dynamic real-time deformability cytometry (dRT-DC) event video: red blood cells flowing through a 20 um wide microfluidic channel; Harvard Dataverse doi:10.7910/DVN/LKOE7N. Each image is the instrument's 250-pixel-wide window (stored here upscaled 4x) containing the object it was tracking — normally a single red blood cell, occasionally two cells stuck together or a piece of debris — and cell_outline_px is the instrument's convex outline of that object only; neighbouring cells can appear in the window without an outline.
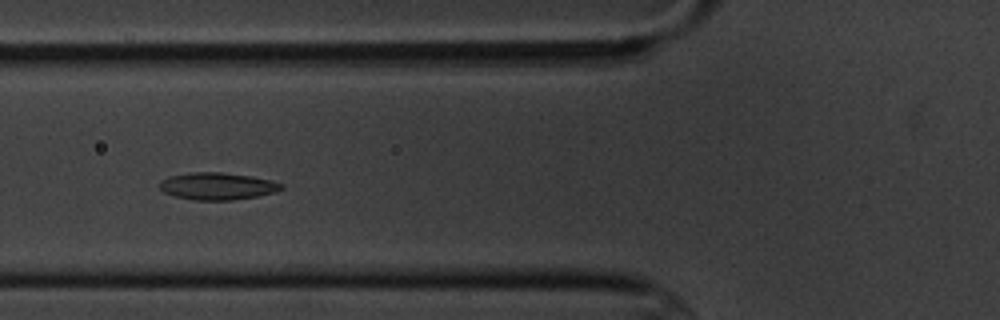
{"species": "common noctule bat (a hibernating species)", "species_latin": "Nyctalus noctula", "temperature_condition": "cold", "stored_images_in_passage": 8, "camera_frame_rate_fps": 3000, "um_per_image_px": 0.085, "animal": {"sex": "male", "body_mass_g": 20.1, "forearm_length_mm": 53.5}, "frame": {"image": 1, "passage_image": 5, "time_ms": 4.667, "image_size_px": [1000, 320], "cell_outline_px": [[284, 188], [276, 192], [256, 196], [232, 200], [192, 200], [176, 196], [164, 192], [160, 188], [160, 180], [168, 176], [188, 172], [220, 172], [252, 176], [284, 184]], "centroid_in_image_um": [18.46, 15.81], "position_along_channel_um": 107.3, "area_um2": 19.31}}
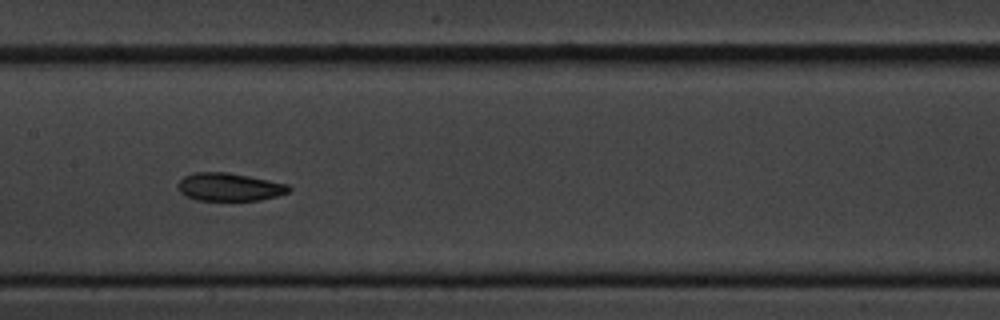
{"frame": {"image": 2, "passage_image": 7, "time_ms": 7.0, "image_size_px": [1000, 320], "cell_outline_px": [[292, 188], [288, 192], [276, 196], [260, 200], [196, 200], [184, 196], [180, 192], [176, 184], [184, 176], [196, 172], [228, 172], [288, 184]], "centroid_in_image_um": [19.46, 15.89], "position_along_channel_um": 187.9, "area_um2": 18.09}}
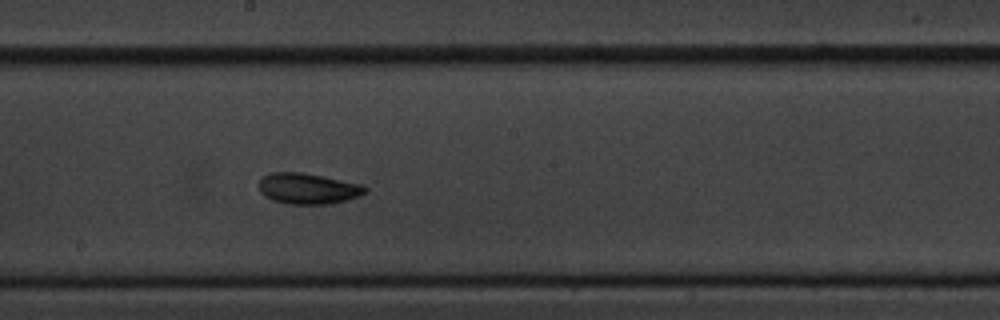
{"frame": {"image": 3, "passage_image": 8, "time_ms": 8.0, "image_size_px": [1000, 320], "cell_outline_px": [[368, 192], [360, 196], [332, 204], [284, 204], [272, 200], [264, 196], [260, 192], [260, 180], [264, 176], [272, 172], [300, 172], [360, 184], [368, 188]], "centroid_in_image_um": [26.18, 16.05], "position_along_channel_um": 222.0, "area_um2": 19.07}}